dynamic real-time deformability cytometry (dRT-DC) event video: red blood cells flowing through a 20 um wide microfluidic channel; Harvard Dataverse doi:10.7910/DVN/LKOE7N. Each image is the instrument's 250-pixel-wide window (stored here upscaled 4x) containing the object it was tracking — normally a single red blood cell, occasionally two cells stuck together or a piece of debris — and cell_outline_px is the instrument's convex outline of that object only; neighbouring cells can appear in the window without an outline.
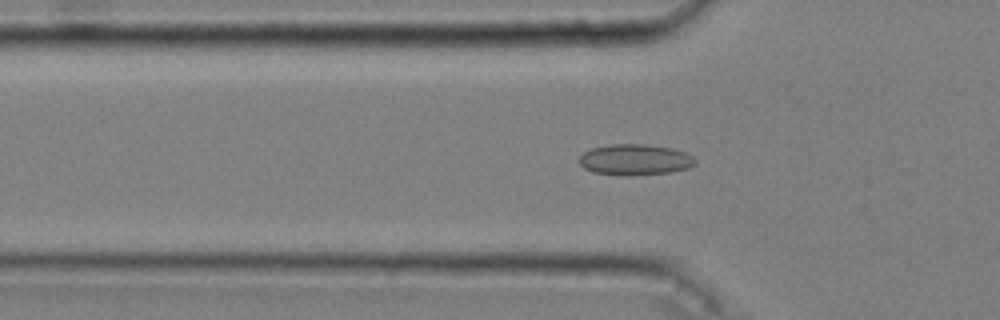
{"species": "common noctule bat (a hibernating species)", "species_latin": "Nyctalus noctula", "temperature_condition": "cold", "stored_images_in_passage": 52, "camera_frame_rate_fps": 3000, "um_per_image_px": 0.085, "animal": {"sex": "male", "body_mass_g": 20.4}, "frame": {"image": 1, "passage_image": 17, "time_ms": 5.333, "image_size_px": [1000, 320], "cell_outline_px": [[696, 164], [688, 168], [672, 172], [592, 172], [584, 168], [580, 164], [580, 156], [584, 152], [592, 148], [608, 144], [644, 144], [672, 148], [684, 152], [692, 156], [696, 160]], "centroid_in_image_um": [54.0, 13.51], "position_along_channel_um": 71.8, "area_um2": 19.83}}
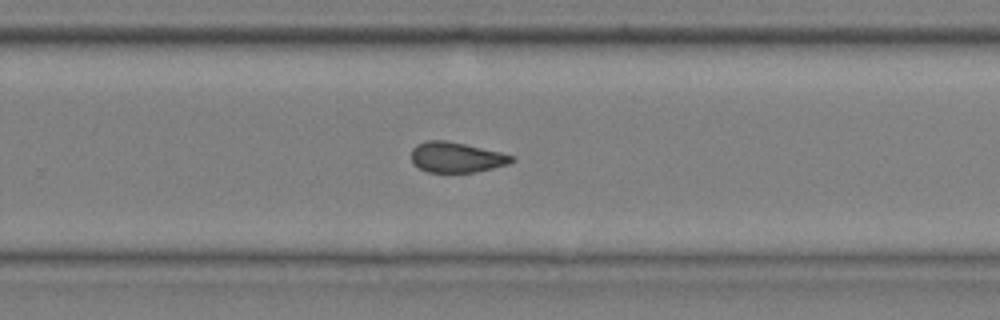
{"frame": {"image": 2, "passage_image": 35, "time_ms": 11.333, "image_size_px": [1000, 320], "cell_outline_px": [[516, 160], [508, 164], [476, 172], [428, 172], [412, 164], [412, 148], [416, 144], [424, 140], [448, 140], [500, 152], [516, 156]], "centroid_in_image_um": [38.79, 13.36], "position_along_channel_um": 291.0, "area_um2": 17.92}}
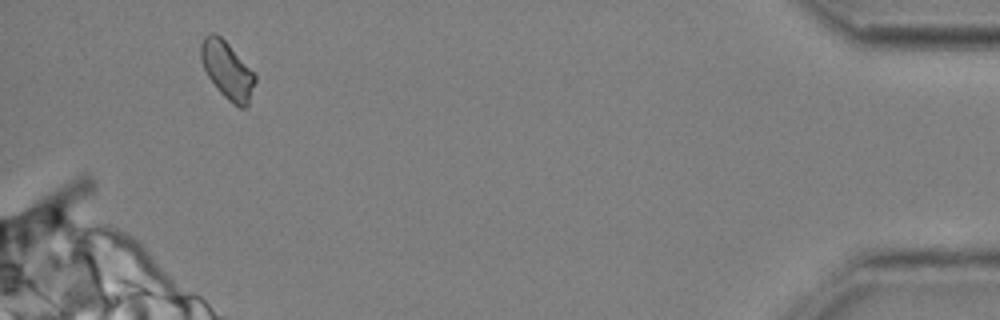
{"frame": {"image": 3, "passage_image": 50, "time_ms": 16.333, "image_size_px": [1000, 320], "cell_outline_px": [[256, 80], [248, 104], [244, 108], [240, 108], [232, 104], [216, 88], [208, 76], [200, 60], [200, 44], [204, 36], [208, 32], [216, 32], [228, 44], [256, 76]], "centroid_in_image_um": [19.28, 5.95], "position_along_channel_um": 415.9, "area_um2": 17.98}, "authors_computed_cell_mechanics": {"area_um2": 18.3226, "velocity_mm_per_s": 3.6513, "shape_relaxation_time_tau1_ms": null, "shape_relaxation_time_tau2_ms": 2.2254, "deformation_change_tau1": null, "deformation_change_tau2": 0.0668}}